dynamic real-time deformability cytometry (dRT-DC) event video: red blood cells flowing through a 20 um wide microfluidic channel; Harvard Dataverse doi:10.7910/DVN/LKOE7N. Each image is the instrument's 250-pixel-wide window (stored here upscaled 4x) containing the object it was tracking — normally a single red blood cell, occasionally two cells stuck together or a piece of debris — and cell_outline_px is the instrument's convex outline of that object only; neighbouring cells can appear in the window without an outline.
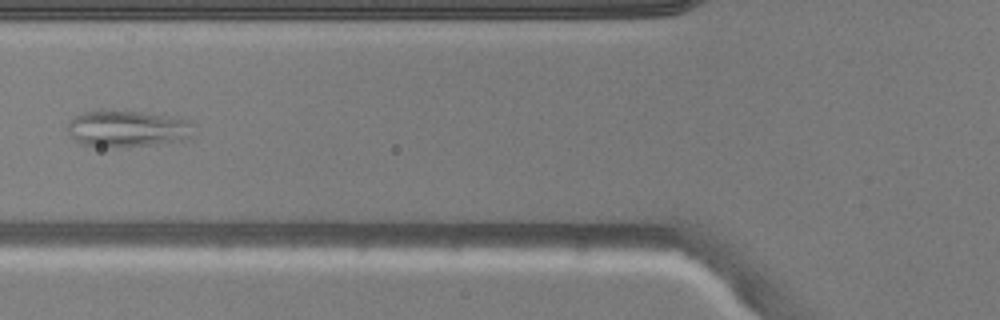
{"species": "common noctule bat (a hibernating species)", "species_latin": "Nyctalus noctula", "temperature_condition": "warm", "stored_images_in_passage": 4, "camera_frame_rate_fps": 3000, "um_per_image_px": 0.085, "animal": {"sex": "male", "body_mass_g": 20.5, "forearm_length_mm": 52.5}, "frame": {"image": 1, "passage_image": 4, "time_ms": 3.333, "image_size_px": [1000, 320], "cell_outline_px": [[196, 136], [184, 140], [152, 144], [112, 148], [80, 144], [68, 132], [68, 120], [84, 112], [96, 108], [140, 112], [188, 120], [196, 124]], "centroid_in_image_um": [10.85, 10.93], "position_along_channel_um": 115.0, "area_um2": 27.51}}